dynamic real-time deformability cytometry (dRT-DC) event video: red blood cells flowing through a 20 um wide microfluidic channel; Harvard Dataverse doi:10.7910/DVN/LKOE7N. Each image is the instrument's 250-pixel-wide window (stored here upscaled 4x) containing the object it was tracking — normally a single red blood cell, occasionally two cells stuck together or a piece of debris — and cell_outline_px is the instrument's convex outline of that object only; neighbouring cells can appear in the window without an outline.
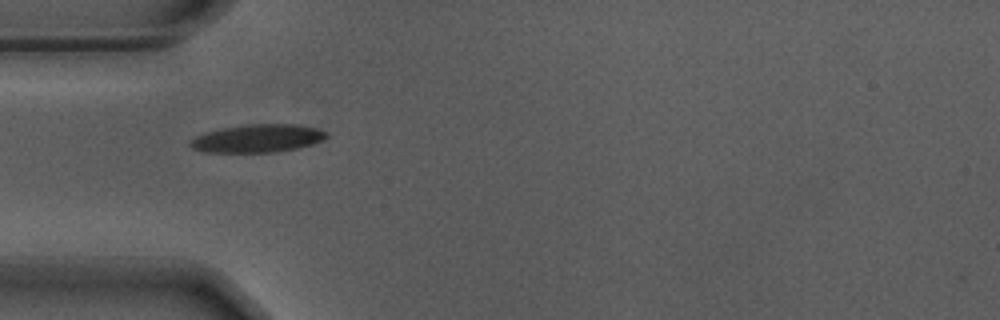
{"species": "Egyptian fruit bat (a non-hibernating species)", "species_latin": "Rousettus aegyptiacus", "temperature_condition": "warm", "stored_images_in_passage": 39, "camera_frame_rate_fps": 3000, "um_per_image_px": 0.085, "animal": {"sex": "male"}, "frame": {"image": 1, "passage_image": 1, "time_ms": 0.0, "image_size_px": [1000, 320], "cell_outline_px": [[328, 136], [312, 144], [296, 148], [272, 152], [204, 152], [192, 148], [188, 144], [196, 136], [204, 132], [220, 128], [248, 124], [296, 124], [316, 128], [324, 132]], "centroid_in_image_um": [21.83, 11.75], "position_along_channel_um": 63.2, "area_um2": 22.02}}
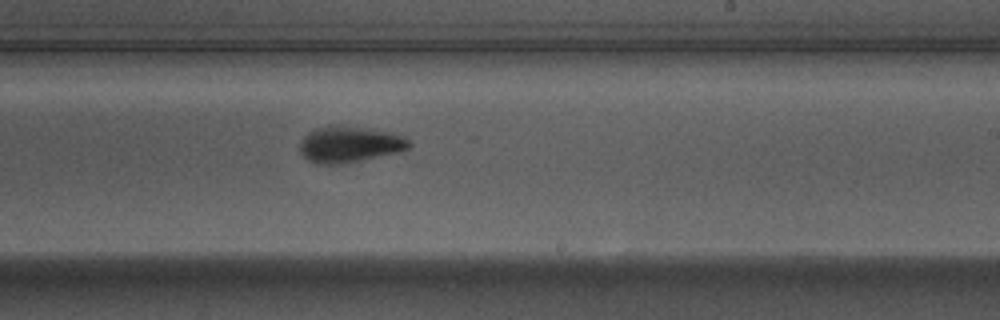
{"frame": {"image": 2, "passage_image": 17, "time_ms": 5.333, "image_size_px": [1000, 320], "cell_outline_px": [[412, 144], [408, 148], [400, 152], [344, 164], [316, 164], [308, 160], [300, 152], [300, 140], [308, 132], [316, 128], [328, 124], [336, 124], [388, 132], [404, 136]], "centroid_in_image_um": [29.68, 12.27], "position_along_channel_um": 259.3, "area_um2": 23.24}}
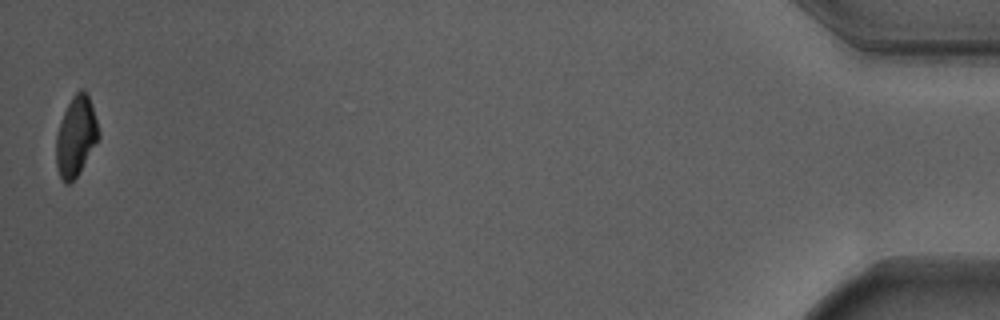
{"frame": {"image": 3, "passage_image": 39, "time_ms": 12.667, "image_size_px": [1000, 320], "cell_outline_px": [[100, 136], [80, 172], [68, 184], [64, 184], [60, 176], [56, 164], [56, 136], [64, 112], [72, 96], [80, 88], [84, 88], [88, 92], [100, 132]], "centroid_in_image_um": [6.47, 11.56], "position_along_channel_um": 428.7, "area_um2": 19.77}, "authors_computed_cell_mechanics": {"area_um2": 21.8484, "velocity_mm_per_s": 3.7067, "shape_relaxation_time_tau1_ms": 3.6508, "shape_relaxation_time_tau2_ms": 3.2642, "deformation_change_tau1": 0.1678, "deformation_change_tau2": 0.0903}}